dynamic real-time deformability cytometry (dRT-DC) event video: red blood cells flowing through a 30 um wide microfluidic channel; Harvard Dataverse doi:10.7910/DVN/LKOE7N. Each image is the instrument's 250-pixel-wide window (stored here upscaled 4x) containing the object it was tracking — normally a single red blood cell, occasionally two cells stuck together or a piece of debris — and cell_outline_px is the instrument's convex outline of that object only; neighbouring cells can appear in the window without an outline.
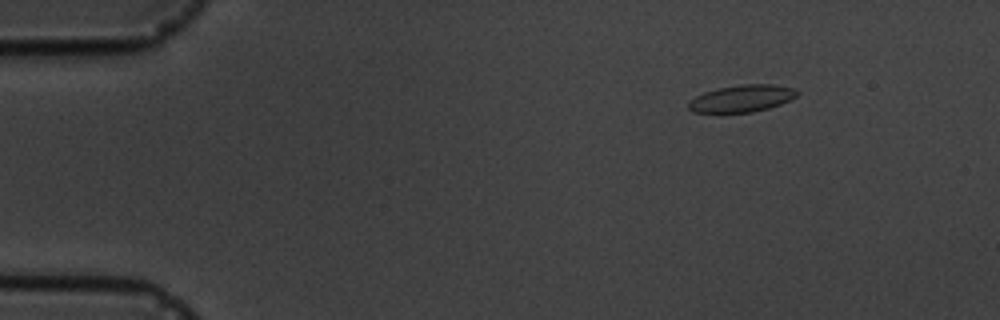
{"species": "common noctule bat (a hibernating species)", "species_latin": "Nyctalus noctula", "temperature_condition": "cold", "stored_images_in_passage": 17, "camera_frame_rate_fps": 3000, "um_per_image_px": 0.085, "animal": {"sex": "male", "body_mass_g": 19.5, "forearm_length_mm": 54.6}, "frame": {"image": 1, "passage_image": 3, "time_ms": 2.333, "image_size_px": [1000, 320], "cell_outline_px": [[800, 92], [796, 96], [780, 104], [768, 108], [752, 112], [692, 112], [688, 108], [688, 100], [704, 92], [716, 88], [744, 84], [772, 84], [792, 88]], "centroid_in_image_um": [63.02, 8.36], "position_along_channel_um": 22.0, "area_um2": 16.99}}
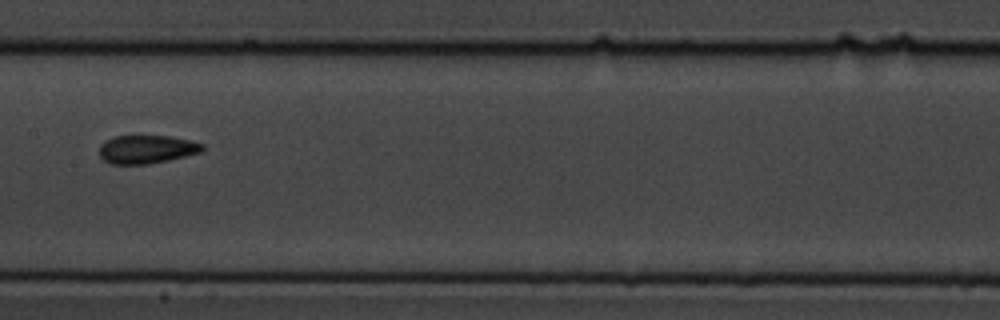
{"frame": {"image": 2, "passage_image": 9, "time_ms": 9.333, "image_size_px": [1000, 320], "cell_outline_px": [[204, 148], [200, 152], [168, 160], [148, 164], [112, 164], [104, 160], [100, 156], [100, 144], [104, 140], [116, 136], [168, 136], [188, 140], [204, 144]], "centroid_in_image_um": [12.43, 12.69], "position_along_channel_um": 195.0, "area_um2": 16.88}}
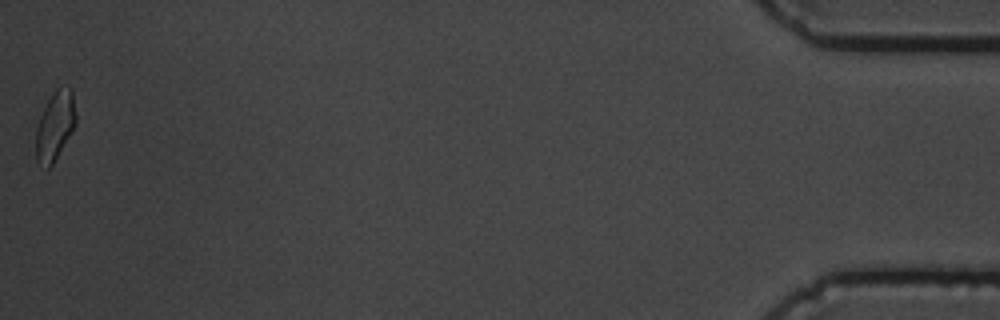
{"frame": {"image": 3, "passage_image": 17, "time_ms": 18.333, "image_size_px": [1000, 320], "cell_outline_px": [[76, 124], [52, 164], [48, 168], [36, 160], [36, 128], [40, 116], [52, 92], [56, 88], [72, 88], [76, 116]], "centroid_in_image_um": [4.68, 10.66], "position_along_channel_um": 430.5, "area_um2": 15.72}, "authors_computed_cell_mechanics": {"area_um2": 16.9932, "velocity_mm_per_s": 3.6558, "shape_relaxation_time_tau1_ms": null, "shape_relaxation_time_tau2_ms": 1.903, "deformation_change_tau1": null, "deformation_change_tau2": 0.0895}}